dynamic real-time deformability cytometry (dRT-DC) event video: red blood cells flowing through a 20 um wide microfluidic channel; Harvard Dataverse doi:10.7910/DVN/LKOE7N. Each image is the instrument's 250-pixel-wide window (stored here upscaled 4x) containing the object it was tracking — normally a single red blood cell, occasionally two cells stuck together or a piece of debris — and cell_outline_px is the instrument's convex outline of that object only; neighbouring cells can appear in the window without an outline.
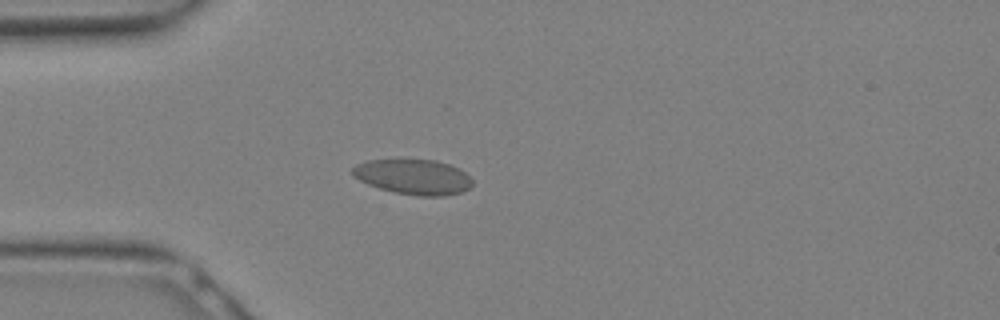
{"species": "Egyptian fruit bat (a non-hibernating species)", "species_latin": "Rousettus aegyptiacus", "temperature_condition": "warm", "stored_images_in_passage": 17, "camera_frame_rate_fps": 3000, "um_per_image_px": 0.085, "animal": {"sex": "female"}, "frame": {"image": 1, "passage_image": 9, "time_ms": 2.667, "image_size_px": [1000, 320], "cell_outline_px": [[472, 184], [468, 188], [460, 192], [444, 196], [416, 196], [396, 192], [380, 188], [368, 184], [352, 176], [352, 168], [356, 164], [368, 160], [400, 156], [436, 160], [460, 168], [472, 180]], "centroid_in_image_um": [35.09, 14.97], "position_along_channel_um": 49.9, "area_um2": 25.37}}
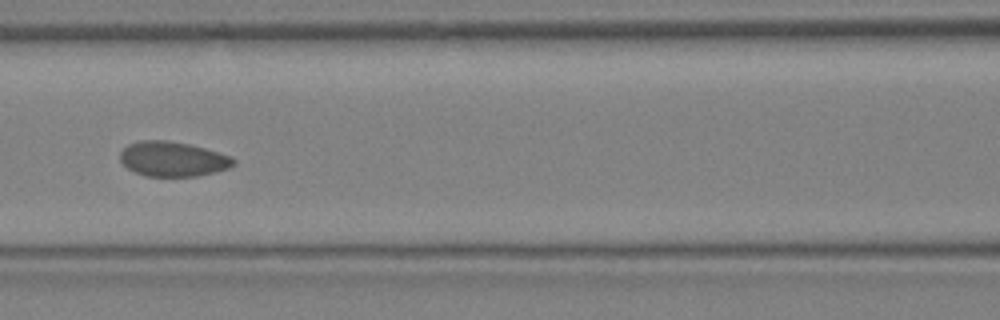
{"frame": {"image": 2, "passage_image": 14, "time_ms": 4.333, "image_size_px": [1000, 320], "cell_outline_px": [[236, 164], [228, 168], [196, 176], [148, 176], [136, 172], [128, 168], [120, 160], [120, 152], [128, 144], [140, 140], [168, 140], [188, 144], [204, 148], [232, 156], [236, 160]], "centroid_in_image_um": [14.69, 13.5], "position_along_channel_um": 151.9, "area_um2": 22.89}}
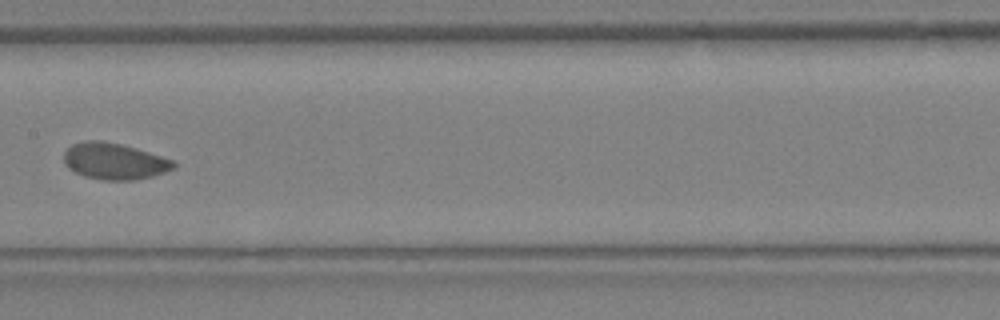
{"frame": {"image": 3, "passage_image": 16, "time_ms": 5.0, "image_size_px": [1000, 320], "cell_outline_px": [[176, 164], [172, 168], [164, 172], [152, 176], [132, 180], [104, 180], [84, 176], [68, 168], [64, 164], [64, 152], [72, 144], [84, 140], [104, 140], [136, 148], [172, 160]], "centroid_in_image_um": [9.67, 13.69], "position_along_channel_um": 197.7, "area_um2": 23.12}}